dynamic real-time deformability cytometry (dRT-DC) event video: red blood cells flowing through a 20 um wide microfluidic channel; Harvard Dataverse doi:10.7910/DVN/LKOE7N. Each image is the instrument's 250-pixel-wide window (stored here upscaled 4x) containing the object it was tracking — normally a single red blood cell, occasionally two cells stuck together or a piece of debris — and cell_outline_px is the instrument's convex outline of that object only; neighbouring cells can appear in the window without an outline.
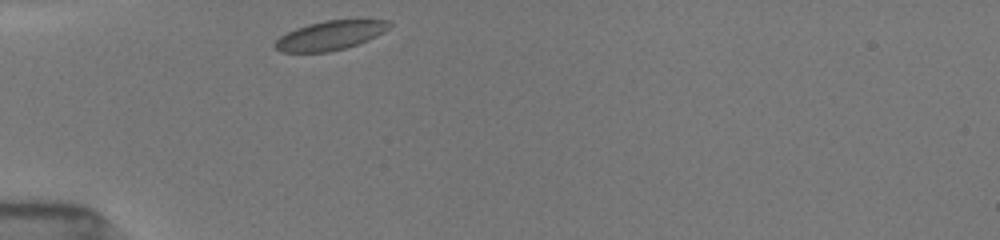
{"species": "common noctule bat (a hibernating species)", "species_latin": "Nyctalus noctula", "temperature_condition": "room temperature", "stored_images_in_passage": 30, "camera_frame_rate_fps": 3000, "um_per_image_px": 0.085, "animal": {"sex": "female", "body_mass_g": 19.5, "forearm_length_mm": 54.1}, "frame": {"image": 1, "passage_image": 1, "time_ms": 0.0, "image_size_px": [1000, 240], "cell_outline_px": [[392, 24], [384, 32], [368, 40], [344, 48], [328, 52], [280, 52], [272, 44], [280, 36], [296, 28], [308, 24], [324, 20], [388, 20]], "centroid_in_image_um": [28.04, 3.01], "position_along_channel_um": 57.0, "area_um2": 19.31}}
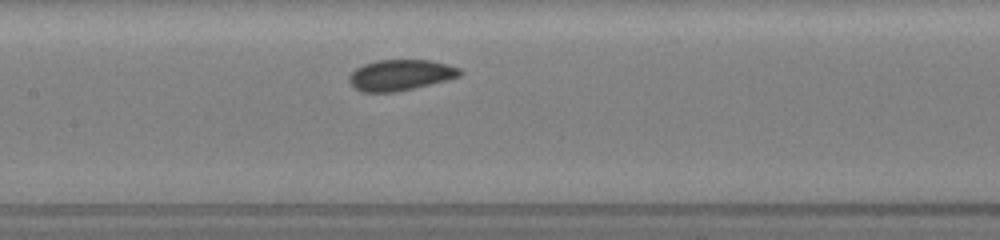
{"frame": {"image": 2, "passage_image": 11, "time_ms": 3.333, "image_size_px": [1000, 240], "cell_outline_px": [[464, 72], [460, 76], [396, 92], [360, 92], [348, 80], [348, 76], [356, 68], [364, 64], [376, 60], [432, 60], [448, 64], [460, 68]], "centroid_in_image_um": [34.03, 6.36], "position_along_channel_um": 173.4, "area_um2": 19.83}}
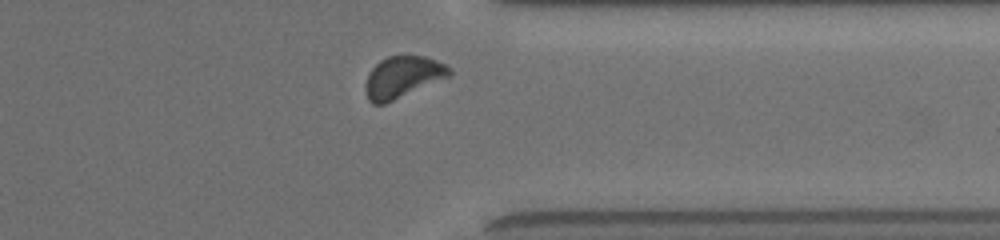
{"frame": {"image": 3, "passage_image": 27, "time_ms": 8.667, "image_size_px": [1000, 240], "cell_outline_px": [[452, 72], [448, 76], [384, 104], [372, 104], [368, 100], [364, 88], [364, 84], [368, 72], [380, 60], [388, 56], [424, 56], [436, 60], [452, 68]], "centroid_in_image_um": [34.17, 6.54], "position_along_channel_um": 377.2, "area_um2": 20.11}, "authors_computed_cell_mechanics": {"area_um2": 19.7965, "velocity_mm_per_s": 3.8544, "shape_relaxation_time_tau1_ms": 2.006, "shape_relaxation_time_tau2_ms": 4.3287, "deformation_change_tau1": 0.0545, "deformation_change_tau2": 0.0659}}